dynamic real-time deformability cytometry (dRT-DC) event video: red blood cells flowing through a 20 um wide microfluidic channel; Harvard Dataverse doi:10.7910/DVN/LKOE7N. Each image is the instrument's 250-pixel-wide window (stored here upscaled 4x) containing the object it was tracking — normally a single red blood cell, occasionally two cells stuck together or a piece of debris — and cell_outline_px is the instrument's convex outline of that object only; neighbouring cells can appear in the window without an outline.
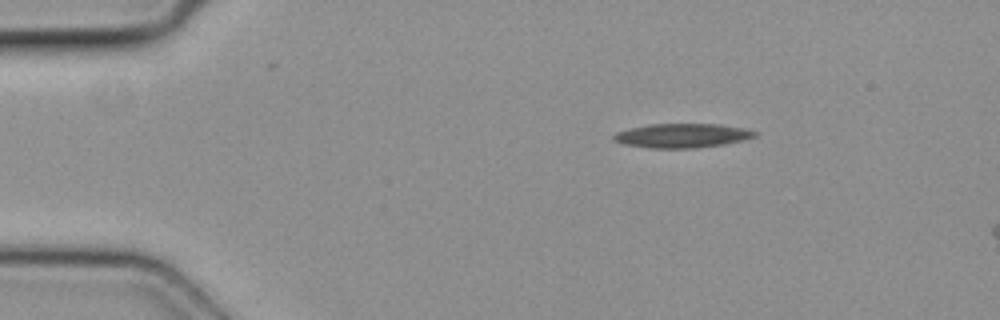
{"species": "common noctule bat (a hibernating species)", "species_latin": "Nyctalus noctula", "temperature_condition": "cold", "stored_images_in_passage": 3, "camera_frame_rate_fps": 3000, "um_per_image_px": 0.085, "animal": {"sex": "female", "body_mass_g": 19.3, "forearm_length_mm": 54.1}, "frame": {"image": 1, "passage_image": 1, "time_ms": 0.0, "image_size_px": [1000, 320], "cell_outline_px": [[760, 132], [756, 136], [744, 140], [724, 144], [696, 148], [652, 148], [624, 144], [612, 140], [612, 136], [616, 132], [632, 128], [652, 124], [720, 124], [744, 128]], "centroid_in_image_um": [58.02, 11.53], "position_along_channel_um": 27.0, "area_um2": 19.88}}